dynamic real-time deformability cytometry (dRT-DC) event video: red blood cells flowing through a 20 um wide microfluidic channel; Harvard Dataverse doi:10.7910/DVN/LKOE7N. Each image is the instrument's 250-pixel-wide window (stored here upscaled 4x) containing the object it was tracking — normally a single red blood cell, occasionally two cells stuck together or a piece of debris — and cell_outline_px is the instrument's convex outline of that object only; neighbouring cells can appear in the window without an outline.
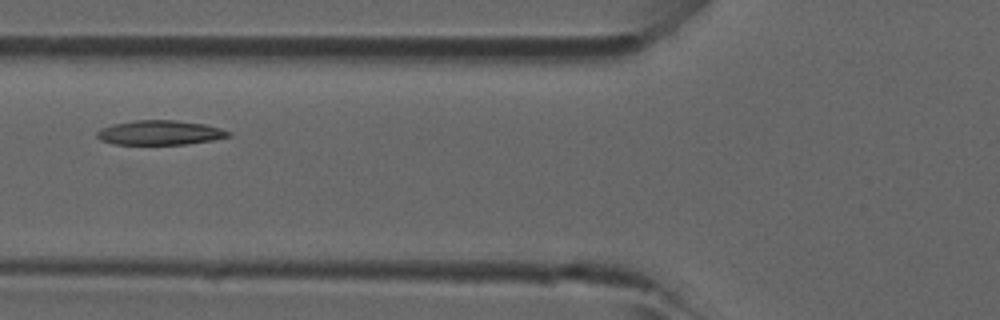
{"species": "common noctule bat (a hibernating species)", "species_latin": "Nyctalus noctula", "temperature_condition": "room temperature", "stored_images_in_passage": 3, "camera_frame_rate_fps": 3000, "um_per_image_px": 0.085, "animal": {"sex": "male", "forearm_length_mm": 52.5}, "frame": {"image": 1, "passage_image": 3, "time_ms": 0.667, "image_size_px": [1000, 320], "cell_outline_px": [[232, 136], [212, 140], [188, 144], [112, 144], [100, 140], [96, 136], [96, 132], [100, 128], [112, 124], [136, 120], [176, 120], [204, 124], [220, 128], [232, 132]], "centroid_in_image_um": [13.59, 11.27], "position_along_channel_um": 112.2, "area_um2": 18.9}}